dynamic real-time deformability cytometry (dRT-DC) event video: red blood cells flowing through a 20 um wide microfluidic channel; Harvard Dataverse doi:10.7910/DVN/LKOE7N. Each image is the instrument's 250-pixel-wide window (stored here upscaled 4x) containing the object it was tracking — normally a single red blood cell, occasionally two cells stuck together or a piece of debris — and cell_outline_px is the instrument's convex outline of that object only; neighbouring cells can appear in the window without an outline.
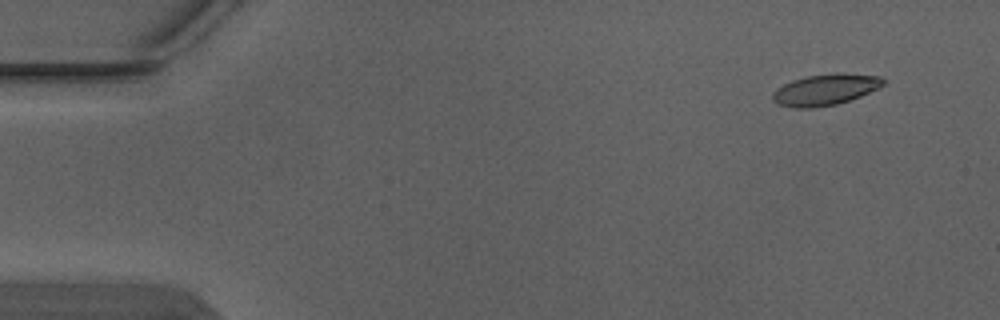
{"species": "Egyptian fruit bat (a non-hibernating species)", "species_latin": "Rousettus aegyptiacus", "temperature_condition": "warm", "stored_images_in_passage": 3, "camera_frame_rate_fps": 3000, "um_per_image_px": 0.085, "animal": {"sex": "male"}, "frame": {"image": 1, "passage_image": 1, "time_ms": 0.0, "image_size_px": [1000, 320], "cell_outline_px": [[884, 84], [880, 88], [860, 96], [836, 104], [812, 108], [792, 108], [776, 104], [772, 100], [772, 92], [776, 88], [792, 80], [804, 76], [836, 72], [844, 72], [880, 76], [884, 80]], "centroid_in_image_um": [70.12, 7.61], "position_along_channel_um": 14.9, "area_um2": 20.46}}